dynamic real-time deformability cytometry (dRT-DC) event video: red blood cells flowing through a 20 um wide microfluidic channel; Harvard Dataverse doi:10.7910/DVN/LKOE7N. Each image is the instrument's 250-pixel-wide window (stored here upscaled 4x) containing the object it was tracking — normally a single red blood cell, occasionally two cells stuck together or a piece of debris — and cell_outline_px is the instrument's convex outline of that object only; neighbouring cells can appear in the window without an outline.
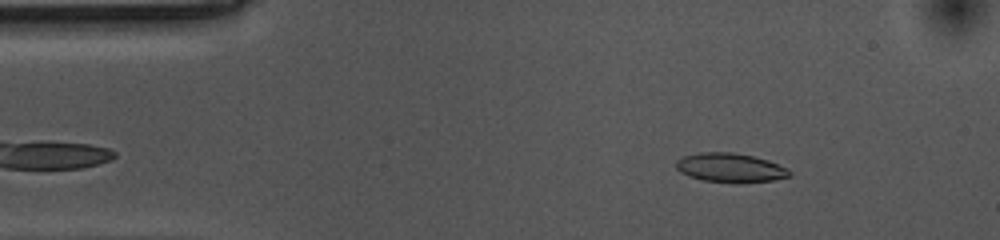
{"species": "common noctule bat (a hibernating species)", "species_latin": "Nyctalus noctula", "temperature_condition": "cold", "stored_images_in_passage": 54, "camera_frame_rate_fps": 3000, "um_per_image_px": 0.085, "animal": {"sex": "female", "body_mass_g": 10.0, "forearm_length_mm": 53.1}, "frame": {"image": 1, "passage_image": 6, "time_ms": 1.667, "image_size_px": [1000, 240], "cell_outline_px": [[792, 176], [772, 180], [740, 184], [736, 184], [704, 180], [688, 176], [680, 172], [676, 168], [676, 160], [684, 156], [700, 152], [732, 152], [752, 156], [768, 160], [788, 168], [792, 172]], "centroid_in_image_um": [62.1, 14.27], "position_along_channel_um": 22.9, "area_um2": 19.54}}
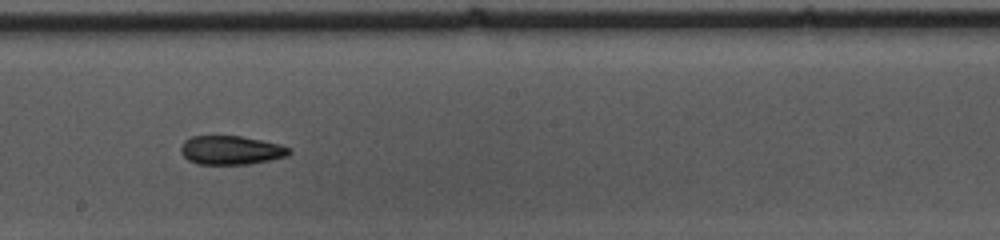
{"frame": {"image": 2, "passage_image": 28, "time_ms": 9.0, "image_size_px": [1000, 240], "cell_outline_px": [[292, 152], [288, 156], [248, 164], [196, 164], [188, 160], [180, 152], [180, 144], [184, 140], [192, 136], [240, 136], [280, 144], [292, 148]], "centroid_in_image_um": [19.62, 12.76], "position_along_channel_um": 228.6, "area_um2": 18.32}}
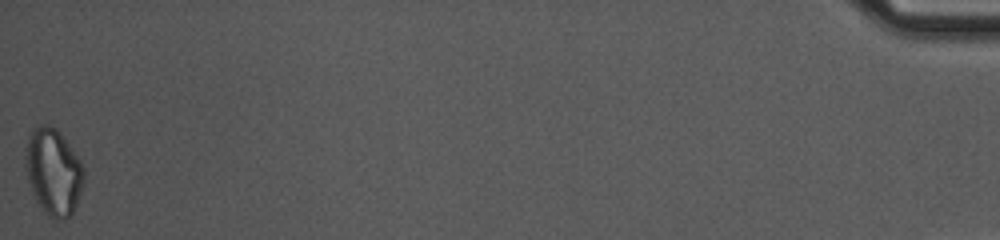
{"frame": {"image": 3, "passage_image": 54, "time_ms": 17.667, "image_size_px": [1000, 240], "cell_outline_px": [[84, 184], [72, 216], [64, 220], [56, 220], [48, 216], [44, 212], [36, 200], [32, 192], [24, 168], [24, 148], [28, 136], [32, 128], [40, 124], [48, 124], [56, 128], [60, 132], [80, 160], [84, 168]], "centroid_in_image_um": [4.52, 14.6], "position_along_channel_um": 430.7, "area_um2": 30.17}, "authors_computed_cell_mechanics": {"area_um2": 19.2474, "velocity_mm_per_s": 3.5383, "shape_relaxation_time_tau1_ms": 6.8904, "shape_relaxation_time_tau2_ms": 4.9374, "deformation_change_tau1": 0.1489, "deformation_change_tau2": 0.1263}}